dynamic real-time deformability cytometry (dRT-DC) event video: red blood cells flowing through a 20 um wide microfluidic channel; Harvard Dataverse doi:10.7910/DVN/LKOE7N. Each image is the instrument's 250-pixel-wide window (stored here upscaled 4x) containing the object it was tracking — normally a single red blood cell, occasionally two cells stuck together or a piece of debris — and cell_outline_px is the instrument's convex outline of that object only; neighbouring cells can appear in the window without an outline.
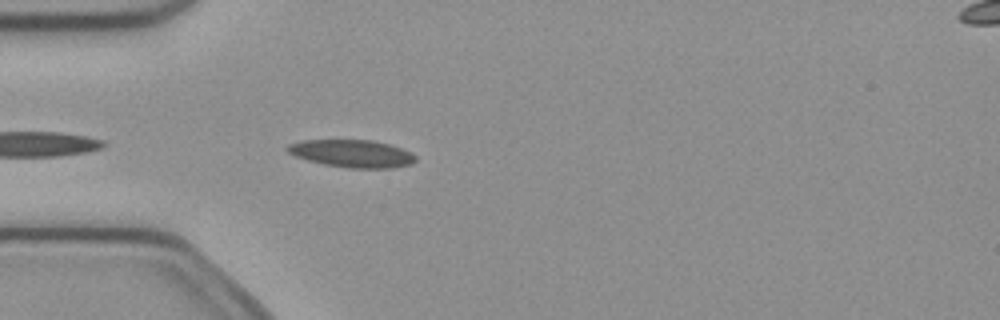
{"species": "common noctule bat (a hibernating species)", "species_latin": "Nyctalus noctula", "temperature_condition": "cold", "stored_images_in_passage": 4, "camera_frame_rate_fps": 3000, "um_per_image_px": 0.085, "animal": {"sex": "female", "body_mass_g": 21.9}, "frame": {"image": 1, "passage_image": 4, "time_ms": 1.0, "image_size_px": [1000, 320], "cell_outline_px": [[416, 160], [412, 164], [392, 168], [348, 168], [324, 164], [308, 160], [296, 156], [288, 152], [284, 148], [288, 144], [304, 140], [372, 140], [388, 144], [412, 152], [416, 156]], "centroid_in_image_um": [29.93, 13.05], "position_along_channel_um": 55.1, "area_um2": 20.58}}